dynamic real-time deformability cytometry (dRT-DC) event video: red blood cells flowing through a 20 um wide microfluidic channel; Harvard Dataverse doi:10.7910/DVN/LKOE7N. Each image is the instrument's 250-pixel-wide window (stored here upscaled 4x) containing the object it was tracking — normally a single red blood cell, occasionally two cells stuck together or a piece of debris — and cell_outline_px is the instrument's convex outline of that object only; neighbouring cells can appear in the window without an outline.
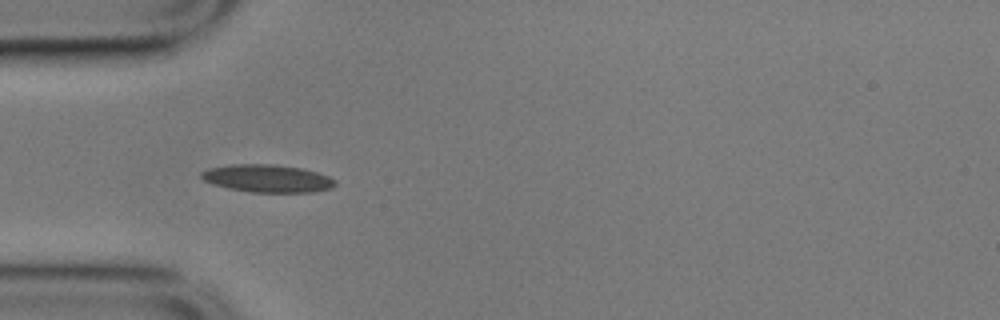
{"species": "common noctule bat (a hibernating species)", "species_latin": "Nyctalus noctula", "temperature_condition": "cold", "stored_images_in_passage": 32, "camera_frame_rate_fps": 3000, "um_per_image_px": 0.085, "animal": {"sex": "male", "body_mass_g": 17.9}, "frame": {"image": 1, "passage_image": 5, "time_ms": 1.333, "image_size_px": [1000, 320], "cell_outline_px": [[336, 184], [332, 188], [312, 192], [252, 192], [228, 188], [212, 184], [204, 180], [200, 176], [200, 172], [208, 168], [232, 164], [272, 164], [304, 168], [328, 176], [336, 180]], "centroid_in_image_um": [22.72, 15.16], "position_along_channel_um": 62.3, "area_um2": 21.68}, "authors_computed_cell_mechanics": {"area_um2": 19.8832, "velocity_mm_per_s": 3.5159, "shape_relaxation_time_tau1_ms": null, "shape_relaxation_time_tau2_ms": 1.9038, "deformation_change_tau1": null, "deformation_change_tau2": 0.0811}}